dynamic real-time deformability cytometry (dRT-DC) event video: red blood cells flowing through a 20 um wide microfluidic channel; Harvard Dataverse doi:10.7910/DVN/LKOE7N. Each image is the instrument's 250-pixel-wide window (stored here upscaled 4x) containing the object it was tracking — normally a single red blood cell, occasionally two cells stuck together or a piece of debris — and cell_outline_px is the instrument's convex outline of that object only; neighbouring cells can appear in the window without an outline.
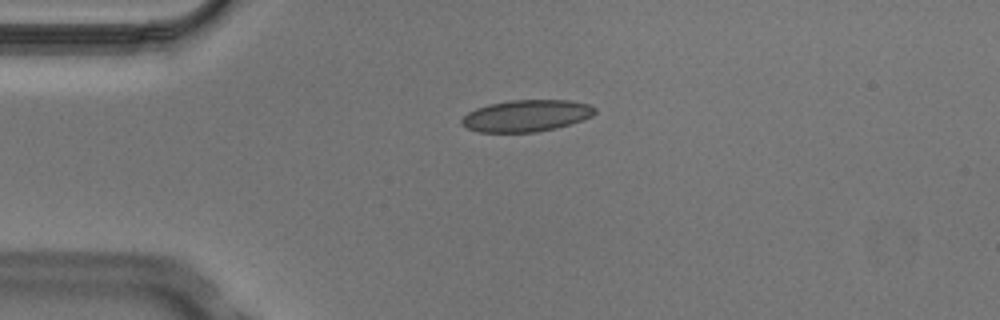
{"species": "Egyptian fruit bat (a non-hibernating species)", "species_latin": "Rousettus aegyptiacus", "temperature_condition": "cold", "stored_images_in_passage": 5, "camera_frame_rate_fps": 3000, "um_per_image_px": 0.085, "animal": {"sex": "male"}, "frame": {"image": 1, "passage_image": 4, "time_ms": 1.0, "image_size_px": [1000, 320], "cell_outline_px": [[596, 112], [592, 116], [556, 128], [536, 132], [480, 132], [468, 128], [460, 124], [460, 120], [468, 112], [476, 108], [488, 104], [512, 100], [572, 100], [588, 104], [596, 108]], "centroid_in_image_um": [44.72, 9.83], "position_along_channel_um": 40.3, "area_um2": 24.57}}
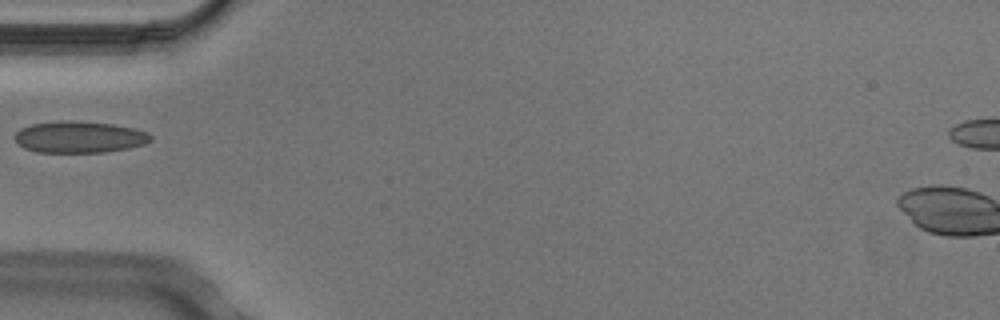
{"frame": {"image": 2, "passage_image": 5, "time_ms": 1.333, "image_size_px": [1000, 320], "cell_outline_px": [[152, 140], [144, 144], [128, 148], [104, 152], [36, 152], [24, 148], [16, 140], [16, 132], [20, 128], [32, 124], [56, 120], [72, 120], [112, 124], [136, 128], [148, 132], [152, 136]], "centroid_in_image_um": [6.77, 11.63], "position_along_channel_um": 78.2, "area_um2": 25.14}}